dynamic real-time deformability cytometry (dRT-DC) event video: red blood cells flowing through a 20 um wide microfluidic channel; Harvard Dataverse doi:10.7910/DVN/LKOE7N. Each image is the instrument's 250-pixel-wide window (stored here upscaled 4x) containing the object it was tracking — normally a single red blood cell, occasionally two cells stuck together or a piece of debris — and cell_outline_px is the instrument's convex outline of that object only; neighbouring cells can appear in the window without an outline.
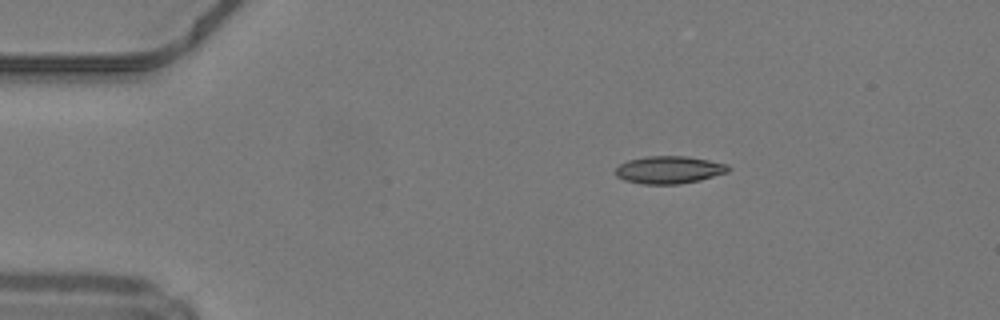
{"species": "common noctule bat (a hibernating species)", "species_latin": "Nyctalus noctula", "temperature_condition": "warm", "stored_images_in_passage": 45, "camera_frame_rate_fps": 3000, "um_per_image_px": 0.085, "animal": {"sex": "male", "body_mass_g": 19.2, "forearm_length_mm": 51.8}, "frame": {"image": 1, "passage_image": 5, "time_ms": 1.333, "image_size_px": [1000, 320], "cell_outline_px": [[732, 168], [728, 172], [700, 180], [680, 184], [644, 184], [624, 180], [616, 176], [616, 168], [620, 164], [628, 160], [644, 156], [688, 156], [728, 164]], "centroid_in_image_um": [56.89, 14.43], "position_along_channel_um": 28.1, "area_um2": 18.21}}
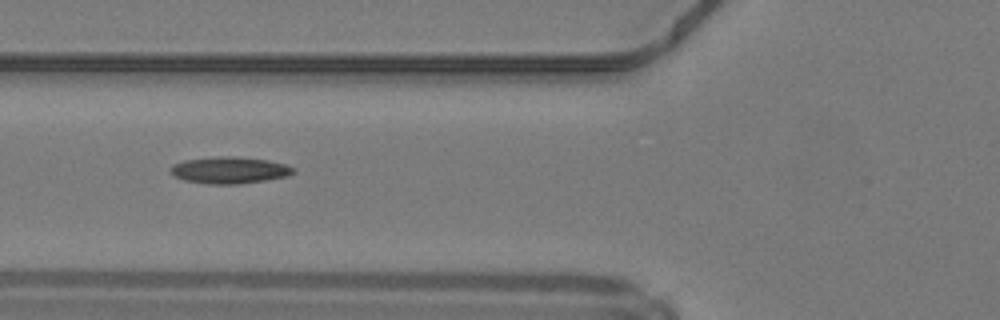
{"frame": {"image": 2, "passage_image": 15, "time_ms": 4.667, "image_size_px": [1000, 320], "cell_outline_px": [[296, 172], [288, 176], [240, 184], [208, 184], [184, 180], [172, 176], [168, 172], [172, 164], [184, 160], [220, 156], [232, 156], [268, 160], [284, 164], [296, 168]], "centroid_in_image_um": [19.48, 14.46], "position_along_channel_um": 106.3, "area_um2": 19.31}}
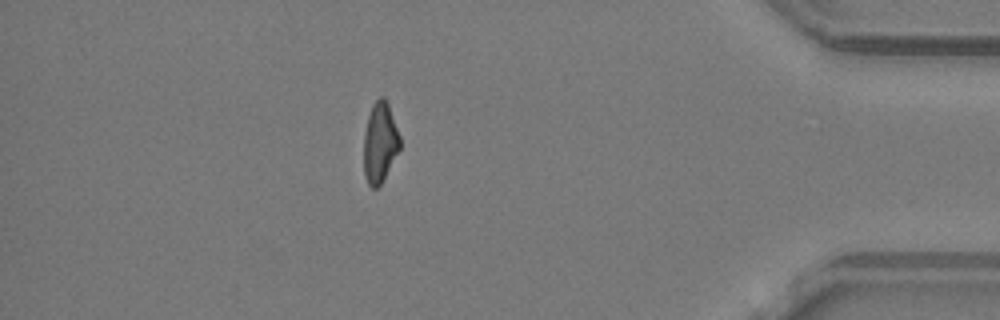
{"frame": {"image": 3, "passage_image": 39, "time_ms": 12.667, "image_size_px": [1000, 320], "cell_outline_px": [[400, 148], [380, 184], [376, 188], [372, 188], [368, 184], [364, 172], [364, 136], [368, 116], [372, 104], [380, 96], [384, 96], [388, 104], [400, 136]], "centroid_in_image_um": [32.29, 12.09], "position_along_channel_um": 402.9, "area_um2": 16.65}, "authors_computed_cell_mechanics": {"area_um2": 17.7446, "velocity_mm_per_s": 4.2589, "shape_relaxation_time_tau1_ms": null, "shape_relaxation_time_tau2_ms": 7.5543, "deformation_change_tau1": null, "deformation_change_tau2": 0.191}}